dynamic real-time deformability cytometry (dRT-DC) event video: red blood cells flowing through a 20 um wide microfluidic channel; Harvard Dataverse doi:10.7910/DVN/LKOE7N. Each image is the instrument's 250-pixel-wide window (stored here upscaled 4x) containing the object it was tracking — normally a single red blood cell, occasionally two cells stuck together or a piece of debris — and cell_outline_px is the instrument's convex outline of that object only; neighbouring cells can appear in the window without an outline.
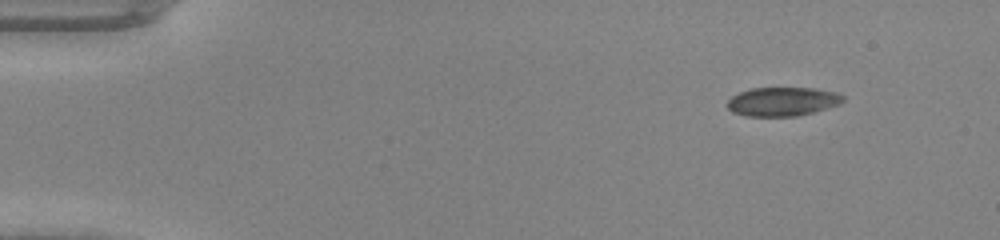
{"species": "common noctule bat (a hibernating species)", "species_latin": "Nyctalus noctula", "temperature_condition": "warm", "stored_images_in_passage": 44, "camera_frame_rate_fps": 3000, "um_per_image_px": 0.085, "animal": {"sex": "male", "body_mass_g": 20.0, "forearm_length_mm": 53.3}, "frame": {"image": 1, "passage_image": 1, "time_ms": 0.0, "image_size_px": [1000, 240], "cell_outline_px": [[844, 100], [840, 104], [812, 112], [796, 116], [744, 116], [732, 112], [728, 108], [728, 100], [732, 96], [740, 92], [752, 88], [816, 88], [836, 92], [844, 96]], "centroid_in_image_um": [66.51, 8.63], "position_along_channel_um": 18.5, "area_um2": 19.42}}
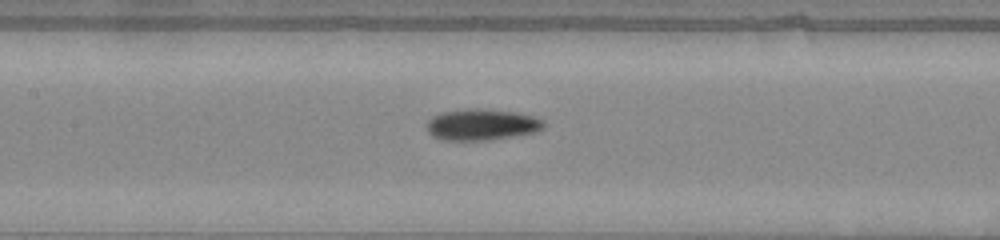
{"frame": {"image": 2, "passage_image": 19, "time_ms": 6.0, "image_size_px": [1000, 240], "cell_outline_px": [[544, 128], [536, 132], [488, 140], [440, 140], [432, 136], [428, 132], [428, 120], [432, 116], [440, 112], [468, 108], [476, 108], [516, 112], [532, 116], [544, 120]], "centroid_in_image_um": [40.93, 10.59], "position_along_channel_um": 166.5, "area_um2": 21.39}}
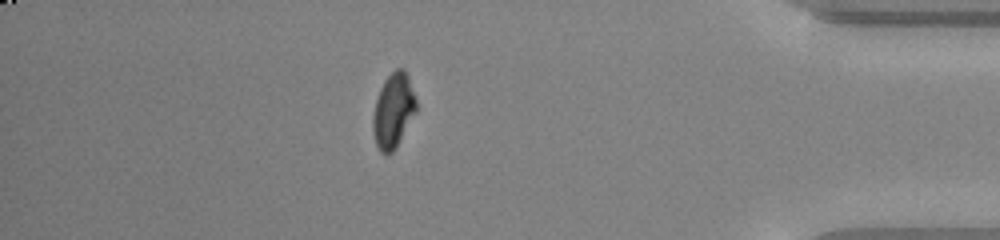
{"frame": {"image": 3, "passage_image": 38, "time_ms": 12.333, "image_size_px": [1000, 240], "cell_outline_px": [[416, 112], [396, 148], [388, 156], [384, 156], [380, 152], [376, 144], [372, 132], [372, 116], [376, 100], [380, 88], [384, 80], [396, 68], [404, 68], [408, 76], [416, 100]], "centroid_in_image_um": [33.41, 9.44], "position_along_channel_um": 401.8, "area_um2": 19.02}}